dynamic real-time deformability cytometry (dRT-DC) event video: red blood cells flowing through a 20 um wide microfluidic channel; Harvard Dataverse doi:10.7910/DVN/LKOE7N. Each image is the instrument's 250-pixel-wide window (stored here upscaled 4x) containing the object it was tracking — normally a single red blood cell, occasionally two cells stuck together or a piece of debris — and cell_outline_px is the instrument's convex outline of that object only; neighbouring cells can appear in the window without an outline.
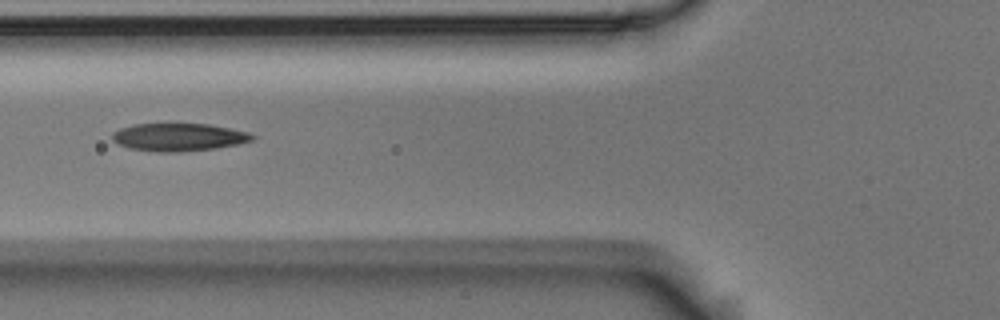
{"species": "Egyptian fruit bat (a non-hibernating species)", "species_latin": "Rousettus aegyptiacus", "temperature_condition": "room temperature", "stored_images_in_passage": 6, "camera_frame_rate_fps": 3000, "um_per_image_px": 0.085, "animal": {"sex": "male"}, "frame": {"image": 1, "passage_image": 2, "time_ms": 0.333, "image_size_px": [1000, 320], "cell_outline_px": [[256, 140], [216, 148], [176, 152], [156, 152], [132, 148], [116, 144], [112, 140], [112, 132], [120, 128], [132, 124], [208, 124], [248, 132], [256, 136]], "centroid_in_image_um": [15.17, 11.66], "position_along_channel_um": 110.6, "area_um2": 22.66}}
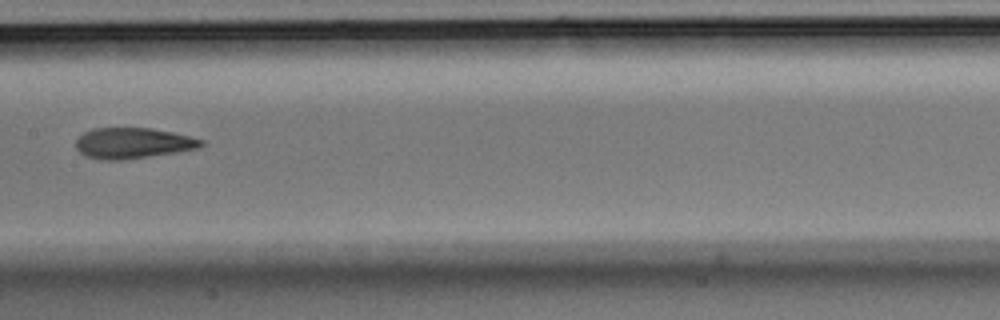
{"frame": {"image": 2, "passage_image": 4, "time_ms": 1.0, "image_size_px": [1000, 320], "cell_outline_px": [[208, 144], [200, 148], [176, 152], [124, 160], [100, 160], [84, 156], [76, 148], [76, 140], [84, 132], [92, 128], [152, 128], [172, 132], [208, 140]], "centroid_in_image_um": [11.35, 12.17], "position_along_channel_um": 196.0, "area_um2": 22.83}}
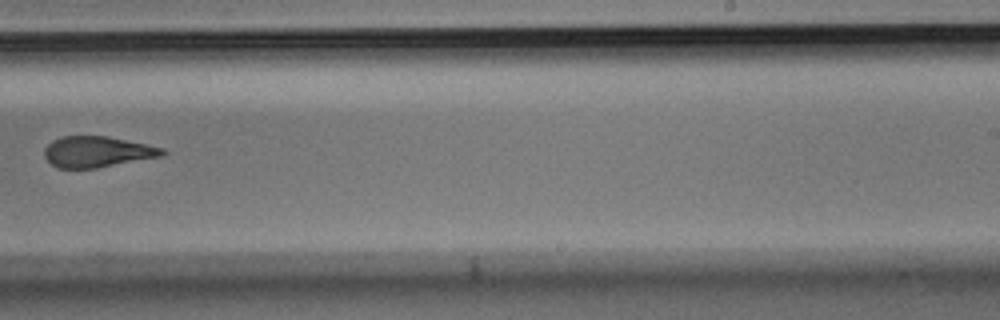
{"frame": {"image": 3, "passage_image": 6, "time_ms": 1.667, "image_size_px": [1000, 320], "cell_outline_px": [[168, 152], [164, 156], [96, 168], [56, 168], [44, 156], [44, 148], [52, 140], [60, 136], [108, 136], [164, 148]], "centroid_in_image_um": [8.27, 12.9], "position_along_channel_um": 280.7, "area_um2": 21.39}}